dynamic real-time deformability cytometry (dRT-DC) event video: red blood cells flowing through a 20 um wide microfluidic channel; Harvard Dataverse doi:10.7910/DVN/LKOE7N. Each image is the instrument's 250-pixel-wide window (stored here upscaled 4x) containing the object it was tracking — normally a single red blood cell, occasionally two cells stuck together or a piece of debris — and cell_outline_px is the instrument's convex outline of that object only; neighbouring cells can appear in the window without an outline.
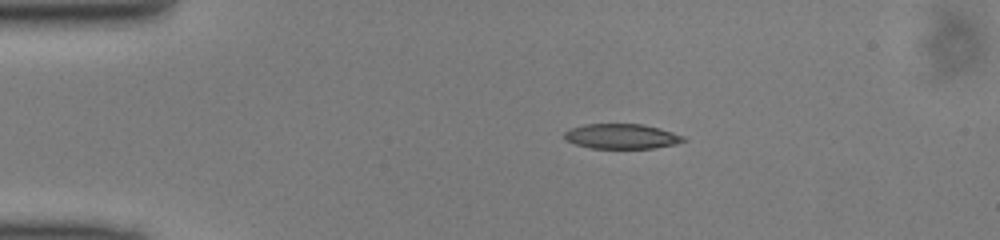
{"species": "common noctule bat (a hibernating species)", "species_latin": "Nyctalus noctula", "temperature_condition": "cold", "stored_images_in_passage": 48, "camera_frame_rate_fps": 3000, "um_per_image_px": 0.085, "animal": {"sex": "male", "body_mass_g": 13.0, "forearm_length_mm": 53.1}, "frame": {"image": 1, "passage_image": 9, "time_ms": 2.667, "image_size_px": [1000, 240], "cell_outline_px": [[688, 140], [676, 144], [656, 148], [592, 148], [576, 144], [564, 140], [564, 132], [568, 128], [584, 124], [644, 124], [660, 128], [684, 136]], "centroid_in_image_um": [52.84, 11.58], "position_along_channel_um": 32.2, "area_um2": 17.51}}
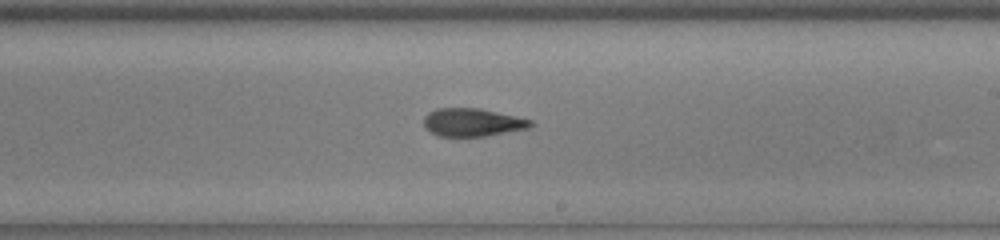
{"frame": {"image": 2, "passage_image": 28, "time_ms": 9.0, "image_size_px": [1000, 240], "cell_outline_px": [[536, 124], [528, 128], [488, 136], [436, 136], [428, 132], [424, 128], [424, 116], [428, 112], [436, 108], [480, 108], [532, 120]], "centroid_in_image_um": [40.13, 10.4], "position_along_channel_um": 248.9, "area_um2": 17.69}}
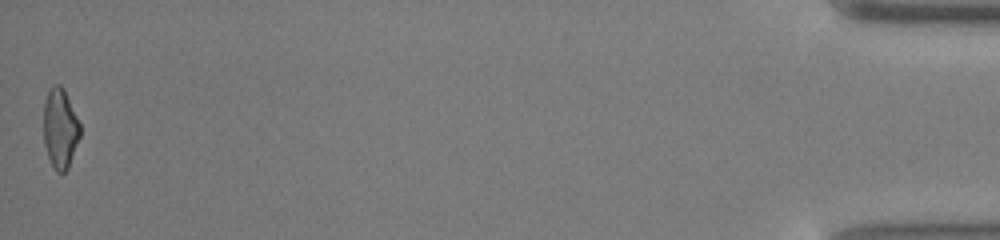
{"frame": {"image": 3, "passage_image": 48, "time_ms": 15.667, "image_size_px": [1000, 240], "cell_outline_px": [[80, 136], [68, 168], [64, 172], [56, 172], [48, 156], [44, 144], [44, 100], [48, 88], [52, 84], [60, 84], [64, 88], [80, 124]], "centroid_in_image_um": [5.1, 10.87], "position_along_channel_um": 430.1, "area_um2": 17.05}}